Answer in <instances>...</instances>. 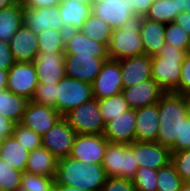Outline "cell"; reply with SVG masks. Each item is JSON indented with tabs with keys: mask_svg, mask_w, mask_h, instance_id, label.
Masks as SVG:
<instances>
[{
	"mask_svg": "<svg viewBox=\"0 0 190 191\" xmlns=\"http://www.w3.org/2000/svg\"><path fill=\"white\" fill-rule=\"evenodd\" d=\"M189 97L174 92L164 93L158 102L159 129L156 142L171 149L181 142V130L189 117Z\"/></svg>",
	"mask_w": 190,
	"mask_h": 191,
	"instance_id": "6da1fadb",
	"label": "cell"
},
{
	"mask_svg": "<svg viewBox=\"0 0 190 191\" xmlns=\"http://www.w3.org/2000/svg\"><path fill=\"white\" fill-rule=\"evenodd\" d=\"M106 180L102 164H87L67 156L58 160L54 185L72 186L82 191H100Z\"/></svg>",
	"mask_w": 190,
	"mask_h": 191,
	"instance_id": "7a4b0ae2",
	"label": "cell"
},
{
	"mask_svg": "<svg viewBox=\"0 0 190 191\" xmlns=\"http://www.w3.org/2000/svg\"><path fill=\"white\" fill-rule=\"evenodd\" d=\"M184 51L165 43L157 54L151 57L152 79L165 92H175L179 87L181 68L186 54Z\"/></svg>",
	"mask_w": 190,
	"mask_h": 191,
	"instance_id": "3957f363",
	"label": "cell"
},
{
	"mask_svg": "<svg viewBox=\"0 0 190 191\" xmlns=\"http://www.w3.org/2000/svg\"><path fill=\"white\" fill-rule=\"evenodd\" d=\"M142 19V16L133 14L123 26L112 30L107 46L109 59L119 60L144 53L139 32Z\"/></svg>",
	"mask_w": 190,
	"mask_h": 191,
	"instance_id": "277c9868",
	"label": "cell"
},
{
	"mask_svg": "<svg viewBox=\"0 0 190 191\" xmlns=\"http://www.w3.org/2000/svg\"><path fill=\"white\" fill-rule=\"evenodd\" d=\"M102 166L107 177L133 180L138 165L133 149L129 145L108 142Z\"/></svg>",
	"mask_w": 190,
	"mask_h": 191,
	"instance_id": "5b68a950",
	"label": "cell"
},
{
	"mask_svg": "<svg viewBox=\"0 0 190 191\" xmlns=\"http://www.w3.org/2000/svg\"><path fill=\"white\" fill-rule=\"evenodd\" d=\"M55 109L63 117L70 110L93 99L92 84L65 76L56 88Z\"/></svg>",
	"mask_w": 190,
	"mask_h": 191,
	"instance_id": "8992f818",
	"label": "cell"
},
{
	"mask_svg": "<svg viewBox=\"0 0 190 191\" xmlns=\"http://www.w3.org/2000/svg\"><path fill=\"white\" fill-rule=\"evenodd\" d=\"M63 117L77 134L103 135L105 124L96 98L70 110Z\"/></svg>",
	"mask_w": 190,
	"mask_h": 191,
	"instance_id": "52a82bcc",
	"label": "cell"
},
{
	"mask_svg": "<svg viewBox=\"0 0 190 191\" xmlns=\"http://www.w3.org/2000/svg\"><path fill=\"white\" fill-rule=\"evenodd\" d=\"M77 133L61 117L45 134L42 135V147L46 148L58 160L70 155Z\"/></svg>",
	"mask_w": 190,
	"mask_h": 191,
	"instance_id": "ba28073f",
	"label": "cell"
},
{
	"mask_svg": "<svg viewBox=\"0 0 190 191\" xmlns=\"http://www.w3.org/2000/svg\"><path fill=\"white\" fill-rule=\"evenodd\" d=\"M38 86L37 71L33 62H15L8 71L7 89L31 100Z\"/></svg>",
	"mask_w": 190,
	"mask_h": 191,
	"instance_id": "9c48e42d",
	"label": "cell"
},
{
	"mask_svg": "<svg viewBox=\"0 0 190 191\" xmlns=\"http://www.w3.org/2000/svg\"><path fill=\"white\" fill-rule=\"evenodd\" d=\"M107 144L103 135L77 134L69 156L87 164H102Z\"/></svg>",
	"mask_w": 190,
	"mask_h": 191,
	"instance_id": "30bf717a",
	"label": "cell"
},
{
	"mask_svg": "<svg viewBox=\"0 0 190 191\" xmlns=\"http://www.w3.org/2000/svg\"><path fill=\"white\" fill-rule=\"evenodd\" d=\"M123 82L119 60L108 59L92 83L93 98L103 99L121 93Z\"/></svg>",
	"mask_w": 190,
	"mask_h": 191,
	"instance_id": "8fae6325",
	"label": "cell"
},
{
	"mask_svg": "<svg viewBox=\"0 0 190 191\" xmlns=\"http://www.w3.org/2000/svg\"><path fill=\"white\" fill-rule=\"evenodd\" d=\"M23 25L26 28H29L36 35L46 29H53L62 32L68 31L62 21L58 6L36 9L24 8Z\"/></svg>",
	"mask_w": 190,
	"mask_h": 191,
	"instance_id": "7c38bea8",
	"label": "cell"
},
{
	"mask_svg": "<svg viewBox=\"0 0 190 191\" xmlns=\"http://www.w3.org/2000/svg\"><path fill=\"white\" fill-rule=\"evenodd\" d=\"M109 57L65 54L66 76L92 84Z\"/></svg>",
	"mask_w": 190,
	"mask_h": 191,
	"instance_id": "4fadbf2b",
	"label": "cell"
},
{
	"mask_svg": "<svg viewBox=\"0 0 190 191\" xmlns=\"http://www.w3.org/2000/svg\"><path fill=\"white\" fill-rule=\"evenodd\" d=\"M133 149L138 168H150L159 170L171 163V151L157 142H132L129 145Z\"/></svg>",
	"mask_w": 190,
	"mask_h": 191,
	"instance_id": "5bb4252c",
	"label": "cell"
},
{
	"mask_svg": "<svg viewBox=\"0 0 190 191\" xmlns=\"http://www.w3.org/2000/svg\"><path fill=\"white\" fill-rule=\"evenodd\" d=\"M33 63L38 83L58 84L66 76L64 52H38Z\"/></svg>",
	"mask_w": 190,
	"mask_h": 191,
	"instance_id": "9a60e30c",
	"label": "cell"
},
{
	"mask_svg": "<svg viewBox=\"0 0 190 191\" xmlns=\"http://www.w3.org/2000/svg\"><path fill=\"white\" fill-rule=\"evenodd\" d=\"M61 117L55 108L29 100L20 123L42 136Z\"/></svg>",
	"mask_w": 190,
	"mask_h": 191,
	"instance_id": "2e32d148",
	"label": "cell"
},
{
	"mask_svg": "<svg viewBox=\"0 0 190 191\" xmlns=\"http://www.w3.org/2000/svg\"><path fill=\"white\" fill-rule=\"evenodd\" d=\"M91 7L92 13L101 18L112 30L123 26L134 14L133 5L129 0H102L94 2Z\"/></svg>",
	"mask_w": 190,
	"mask_h": 191,
	"instance_id": "e0dca14e",
	"label": "cell"
},
{
	"mask_svg": "<svg viewBox=\"0 0 190 191\" xmlns=\"http://www.w3.org/2000/svg\"><path fill=\"white\" fill-rule=\"evenodd\" d=\"M136 113L130 109L116 119L107 122L103 136L110 143L130 145L135 141Z\"/></svg>",
	"mask_w": 190,
	"mask_h": 191,
	"instance_id": "ac0fdd59",
	"label": "cell"
},
{
	"mask_svg": "<svg viewBox=\"0 0 190 191\" xmlns=\"http://www.w3.org/2000/svg\"><path fill=\"white\" fill-rule=\"evenodd\" d=\"M123 88L146 81L151 76V56L145 53L133 57L119 59Z\"/></svg>",
	"mask_w": 190,
	"mask_h": 191,
	"instance_id": "d6986e66",
	"label": "cell"
},
{
	"mask_svg": "<svg viewBox=\"0 0 190 191\" xmlns=\"http://www.w3.org/2000/svg\"><path fill=\"white\" fill-rule=\"evenodd\" d=\"M121 93L128 102L130 109L136 110L158 103L165 92L150 78L133 87L123 88Z\"/></svg>",
	"mask_w": 190,
	"mask_h": 191,
	"instance_id": "ffe728a7",
	"label": "cell"
},
{
	"mask_svg": "<svg viewBox=\"0 0 190 191\" xmlns=\"http://www.w3.org/2000/svg\"><path fill=\"white\" fill-rule=\"evenodd\" d=\"M108 44L92 40L79 30H68L65 37V54L109 57Z\"/></svg>",
	"mask_w": 190,
	"mask_h": 191,
	"instance_id": "44dd1931",
	"label": "cell"
},
{
	"mask_svg": "<svg viewBox=\"0 0 190 191\" xmlns=\"http://www.w3.org/2000/svg\"><path fill=\"white\" fill-rule=\"evenodd\" d=\"M9 47L15 62H33L38 54V37L22 25L9 40Z\"/></svg>",
	"mask_w": 190,
	"mask_h": 191,
	"instance_id": "7402d4cb",
	"label": "cell"
},
{
	"mask_svg": "<svg viewBox=\"0 0 190 191\" xmlns=\"http://www.w3.org/2000/svg\"><path fill=\"white\" fill-rule=\"evenodd\" d=\"M136 113V142H156L159 129L158 103L138 108Z\"/></svg>",
	"mask_w": 190,
	"mask_h": 191,
	"instance_id": "603a6c76",
	"label": "cell"
},
{
	"mask_svg": "<svg viewBox=\"0 0 190 191\" xmlns=\"http://www.w3.org/2000/svg\"><path fill=\"white\" fill-rule=\"evenodd\" d=\"M165 27L166 24L142 19L140 24V36L144 46V53L148 56L157 54L165 44Z\"/></svg>",
	"mask_w": 190,
	"mask_h": 191,
	"instance_id": "cb8c5ba5",
	"label": "cell"
},
{
	"mask_svg": "<svg viewBox=\"0 0 190 191\" xmlns=\"http://www.w3.org/2000/svg\"><path fill=\"white\" fill-rule=\"evenodd\" d=\"M58 10L68 30H79L84 21L92 14L90 5L75 0H62L58 5Z\"/></svg>",
	"mask_w": 190,
	"mask_h": 191,
	"instance_id": "d4e9b609",
	"label": "cell"
},
{
	"mask_svg": "<svg viewBox=\"0 0 190 191\" xmlns=\"http://www.w3.org/2000/svg\"><path fill=\"white\" fill-rule=\"evenodd\" d=\"M58 159L46 148L40 147L29 153L26 172L55 178Z\"/></svg>",
	"mask_w": 190,
	"mask_h": 191,
	"instance_id": "484cf974",
	"label": "cell"
},
{
	"mask_svg": "<svg viewBox=\"0 0 190 191\" xmlns=\"http://www.w3.org/2000/svg\"><path fill=\"white\" fill-rule=\"evenodd\" d=\"M29 151L24 148L14 136H9L0 141V158L15 170L24 172Z\"/></svg>",
	"mask_w": 190,
	"mask_h": 191,
	"instance_id": "4316f807",
	"label": "cell"
},
{
	"mask_svg": "<svg viewBox=\"0 0 190 191\" xmlns=\"http://www.w3.org/2000/svg\"><path fill=\"white\" fill-rule=\"evenodd\" d=\"M23 10L21 2L0 10V41L8 43L23 25Z\"/></svg>",
	"mask_w": 190,
	"mask_h": 191,
	"instance_id": "83f0119b",
	"label": "cell"
},
{
	"mask_svg": "<svg viewBox=\"0 0 190 191\" xmlns=\"http://www.w3.org/2000/svg\"><path fill=\"white\" fill-rule=\"evenodd\" d=\"M29 100L4 89L0 91V115L20 123Z\"/></svg>",
	"mask_w": 190,
	"mask_h": 191,
	"instance_id": "f1b7e54d",
	"label": "cell"
},
{
	"mask_svg": "<svg viewBox=\"0 0 190 191\" xmlns=\"http://www.w3.org/2000/svg\"><path fill=\"white\" fill-rule=\"evenodd\" d=\"M97 104L104 124L130 110L128 102L124 99L122 93L103 99H97Z\"/></svg>",
	"mask_w": 190,
	"mask_h": 191,
	"instance_id": "f546056e",
	"label": "cell"
},
{
	"mask_svg": "<svg viewBox=\"0 0 190 191\" xmlns=\"http://www.w3.org/2000/svg\"><path fill=\"white\" fill-rule=\"evenodd\" d=\"M181 13L177 9L175 0H156L149 7L144 18L148 20L168 24L174 22L175 17Z\"/></svg>",
	"mask_w": 190,
	"mask_h": 191,
	"instance_id": "4dcf8cb0",
	"label": "cell"
},
{
	"mask_svg": "<svg viewBox=\"0 0 190 191\" xmlns=\"http://www.w3.org/2000/svg\"><path fill=\"white\" fill-rule=\"evenodd\" d=\"M79 31L92 40L103 44L109 43L112 34L110 26L93 13L84 21Z\"/></svg>",
	"mask_w": 190,
	"mask_h": 191,
	"instance_id": "1f68e13d",
	"label": "cell"
},
{
	"mask_svg": "<svg viewBox=\"0 0 190 191\" xmlns=\"http://www.w3.org/2000/svg\"><path fill=\"white\" fill-rule=\"evenodd\" d=\"M67 32L46 29L37 35L38 52H64Z\"/></svg>",
	"mask_w": 190,
	"mask_h": 191,
	"instance_id": "d6a6232c",
	"label": "cell"
},
{
	"mask_svg": "<svg viewBox=\"0 0 190 191\" xmlns=\"http://www.w3.org/2000/svg\"><path fill=\"white\" fill-rule=\"evenodd\" d=\"M184 183L172 163L157 171V191H179Z\"/></svg>",
	"mask_w": 190,
	"mask_h": 191,
	"instance_id": "836d02e7",
	"label": "cell"
},
{
	"mask_svg": "<svg viewBox=\"0 0 190 191\" xmlns=\"http://www.w3.org/2000/svg\"><path fill=\"white\" fill-rule=\"evenodd\" d=\"M165 43L190 51V34L175 22L168 23L165 27Z\"/></svg>",
	"mask_w": 190,
	"mask_h": 191,
	"instance_id": "e575fe53",
	"label": "cell"
},
{
	"mask_svg": "<svg viewBox=\"0 0 190 191\" xmlns=\"http://www.w3.org/2000/svg\"><path fill=\"white\" fill-rule=\"evenodd\" d=\"M53 177H45L29 172H22L20 188L26 191H52L54 186Z\"/></svg>",
	"mask_w": 190,
	"mask_h": 191,
	"instance_id": "d590c367",
	"label": "cell"
},
{
	"mask_svg": "<svg viewBox=\"0 0 190 191\" xmlns=\"http://www.w3.org/2000/svg\"><path fill=\"white\" fill-rule=\"evenodd\" d=\"M22 172L15 170L0 158V189L17 191L21 185Z\"/></svg>",
	"mask_w": 190,
	"mask_h": 191,
	"instance_id": "8d00e7d4",
	"label": "cell"
},
{
	"mask_svg": "<svg viewBox=\"0 0 190 191\" xmlns=\"http://www.w3.org/2000/svg\"><path fill=\"white\" fill-rule=\"evenodd\" d=\"M13 136L29 152L42 147V136L35 133L32 129L22 125L21 123L15 124Z\"/></svg>",
	"mask_w": 190,
	"mask_h": 191,
	"instance_id": "74e56055",
	"label": "cell"
},
{
	"mask_svg": "<svg viewBox=\"0 0 190 191\" xmlns=\"http://www.w3.org/2000/svg\"><path fill=\"white\" fill-rule=\"evenodd\" d=\"M132 182L136 191H157V170L138 168Z\"/></svg>",
	"mask_w": 190,
	"mask_h": 191,
	"instance_id": "f35d334b",
	"label": "cell"
},
{
	"mask_svg": "<svg viewBox=\"0 0 190 191\" xmlns=\"http://www.w3.org/2000/svg\"><path fill=\"white\" fill-rule=\"evenodd\" d=\"M56 88L57 84L38 83L31 101L55 108L57 104Z\"/></svg>",
	"mask_w": 190,
	"mask_h": 191,
	"instance_id": "ab89813d",
	"label": "cell"
},
{
	"mask_svg": "<svg viewBox=\"0 0 190 191\" xmlns=\"http://www.w3.org/2000/svg\"><path fill=\"white\" fill-rule=\"evenodd\" d=\"M171 163L184 182H190V149L171 153Z\"/></svg>",
	"mask_w": 190,
	"mask_h": 191,
	"instance_id": "60d3db41",
	"label": "cell"
},
{
	"mask_svg": "<svg viewBox=\"0 0 190 191\" xmlns=\"http://www.w3.org/2000/svg\"><path fill=\"white\" fill-rule=\"evenodd\" d=\"M174 93L190 98V52L186 54L182 63L179 87Z\"/></svg>",
	"mask_w": 190,
	"mask_h": 191,
	"instance_id": "b9f144b4",
	"label": "cell"
},
{
	"mask_svg": "<svg viewBox=\"0 0 190 191\" xmlns=\"http://www.w3.org/2000/svg\"><path fill=\"white\" fill-rule=\"evenodd\" d=\"M100 191H136L132 180L120 177H107Z\"/></svg>",
	"mask_w": 190,
	"mask_h": 191,
	"instance_id": "7bdbcfd3",
	"label": "cell"
},
{
	"mask_svg": "<svg viewBox=\"0 0 190 191\" xmlns=\"http://www.w3.org/2000/svg\"><path fill=\"white\" fill-rule=\"evenodd\" d=\"M190 149V118L188 117L181 130V142H175L174 146L170 149L171 153L181 150Z\"/></svg>",
	"mask_w": 190,
	"mask_h": 191,
	"instance_id": "ee69618b",
	"label": "cell"
},
{
	"mask_svg": "<svg viewBox=\"0 0 190 191\" xmlns=\"http://www.w3.org/2000/svg\"><path fill=\"white\" fill-rule=\"evenodd\" d=\"M15 60L11 53L9 43L0 41V70L9 71Z\"/></svg>",
	"mask_w": 190,
	"mask_h": 191,
	"instance_id": "f6af8a7d",
	"label": "cell"
},
{
	"mask_svg": "<svg viewBox=\"0 0 190 191\" xmlns=\"http://www.w3.org/2000/svg\"><path fill=\"white\" fill-rule=\"evenodd\" d=\"M62 0H22L21 5L23 8H43L58 6Z\"/></svg>",
	"mask_w": 190,
	"mask_h": 191,
	"instance_id": "bcb514c9",
	"label": "cell"
},
{
	"mask_svg": "<svg viewBox=\"0 0 190 191\" xmlns=\"http://www.w3.org/2000/svg\"><path fill=\"white\" fill-rule=\"evenodd\" d=\"M16 122L0 115V141L9 136H13Z\"/></svg>",
	"mask_w": 190,
	"mask_h": 191,
	"instance_id": "7dc6e473",
	"label": "cell"
},
{
	"mask_svg": "<svg viewBox=\"0 0 190 191\" xmlns=\"http://www.w3.org/2000/svg\"><path fill=\"white\" fill-rule=\"evenodd\" d=\"M129 2L133 5L135 15L145 17L154 0H129Z\"/></svg>",
	"mask_w": 190,
	"mask_h": 191,
	"instance_id": "c3c4849f",
	"label": "cell"
},
{
	"mask_svg": "<svg viewBox=\"0 0 190 191\" xmlns=\"http://www.w3.org/2000/svg\"><path fill=\"white\" fill-rule=\"evenodd\" d=\"M174 22L180 25L186 32L190 34V12H181L175 17Z\"/></svg>",
	"mask_w": 190,
	"mask_h": 191,
	"instance_id": "681fc988",
	"label": "cell"
},
{
	"mask_svg": "<svg viewBox=\"0 0 190 191\" xmlns=\"http://www.w3.org/2000/svg\"><path fill=\"white\" fill-rule=\"evenodd\" d=\"M177 9L181 10V12L186 11L190 12V0H175Z\"/></svg>",
	"mask_w": 190,
	"mask_h": 191,
	"instance_id": "f907efd6",
	"label": "cell"
},
{
	"mask_svg": "<svg viewBox=\"0 0 190 191\" xmlns=\"http://www.w3.org/2000/svg\"><path fill=\"white\" fill-rule=\"evenodd\" d=\"M8 71L0 70V91L7 89Z\"/></svg>",
	"mask_w": 190,
	"mask_h": 191,
	"instance_id": "816d5d0a",
	"label": "cell"
},
{
	"mask_svg": "<svg viewBox=\"0 0 190 191\" xmlns=\"http://www.w3.org/2000/svg\"><path fill=\"white\" fill-rule=\"evenodd\" d=\"M52 191H82L76 187L72 186H63V185H54Z\"/></svg>",
	"mask_w": 190,
	"mask_h": 191,
	"instance_id": "f5cc1de1",
	"label": "cell"
},
{
	"mask_svg": "<svg viewBox=\"0 0 190 191\" xmlns=\"http://www.w3.org/2000/svg\"><path fill=\"white\" fill-rule=\"evenodd\" d=\"M16 3V0H0V10L12 6Z\"/></svg>",
	"mask_w": 190,
	"mask_h": 191,
	"instance_id": "db71d44e",
	"label": "cell"
},
{
	"mask_svg": "<svg viewBox=\"0 0 190 191\" xmlns=\"http://www.w3.org/2000/svg\"><path fill=\"white\" fill-rule=\"evenodd\" d=\"M179 191H190V183L185 182Z\"/></svg>",
	"mask_w": 190,
	"mask_h": 191,
	"instance_id": "11a10c76",
	"label": "cell"
},
{
	"mask_svg": "<svg viewBox=\"0 0 190 191\" xmlns=\"http://www.w3.org/2000/svg\"><path fill=\"white\" fill-rule=\"evenodd\" d=\"M75 1H77L79 3L87 4V5H90V6H92L93 3L95 2V0H75Z\"/></svg>",
	"mask_w": 190,
	"mask_h": 191,
	"instance_id": "9f6ffc18",
	"label": "cell"
},
{
	"mask_svg": "<svg viewBox=\"0 0 190 191\" xmlns=\"http://www.w3.org/2000/svg\"><path fill=\"white\" fill-rule=\"evenodd\" d=\"M188 114H189V118H190V98H189V108H188Z\"/></svg>",
	"mask_w": 190,
	"mask_h": 191,
	"instance_id": "6f0895ef",
	"label": "cell"
},
{
	"mask_svg": "<svg viewBox=\"0 0 190 191\" xmlns=\"http://www.w3.org/2000/svg\"><path fill=\"white\" fill-rule=\"evenodd\" d=\"M17 191H26V190L19 188Z\"/></svg>",
	"mask_w": 190,
	"mask_h": 191,
	"instance_id": "680465c9",
	"label": "cell"
}]
</instances>
